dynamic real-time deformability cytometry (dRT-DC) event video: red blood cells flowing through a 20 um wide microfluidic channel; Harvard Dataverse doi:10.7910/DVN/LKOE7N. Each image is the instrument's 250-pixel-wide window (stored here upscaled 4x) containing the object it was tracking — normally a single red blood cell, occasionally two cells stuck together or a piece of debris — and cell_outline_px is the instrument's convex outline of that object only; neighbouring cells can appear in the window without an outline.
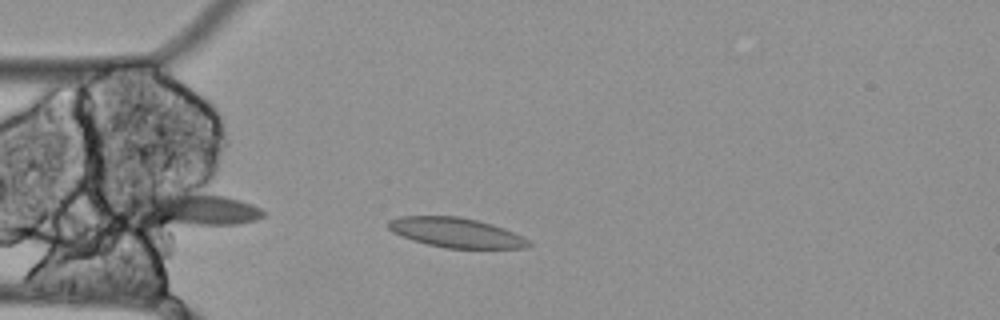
{"species": "Egyptian fruit bat (a non-hibernating species)", "species_latin": "Rousettus aegyptiacus", "temperature_condition": "cold", "stored_images_in_passage": 34, "camera_frame_rate_fps": 3000, "um_per_image_px": 0.085, "animal": {"sex": "female"}, "frame": {"image": 1, "passage_image": 2, "time_ms": 0.333, "image_size_px": [1000, 320], "cell_outline_px": [[532, 244], [524, 248], [448, 248], [428, 244], [412, 240], [392, 232], [388, 228], [388, 220], [400, 216], [460, 216], [492, 224], [504, 228], [528, 240]], "centroid_in_image_um": [38.73, 19.76], "position_along_channel_um": 46.3, "area_um2": 24.1}}
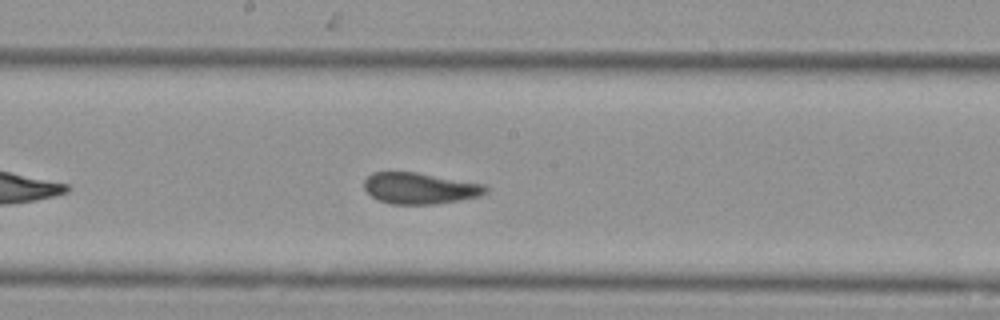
{"frame": {"image": 2, "passage_image": 17, "time_ms": 5.333, "image_size_px": [1000, 320], "cell_outline_px": [[488, 192], [480, 196], [460, 200], [432, 204], [388, 204], [376, 200], [364, 188], [364, 180], [372, 172], [416, 172], [484, 184], [488, 188]], "centroid_in_image_um": [35.67, 16.01], "position_along_channel_um": 212.5, "area_um2": 22.2}}
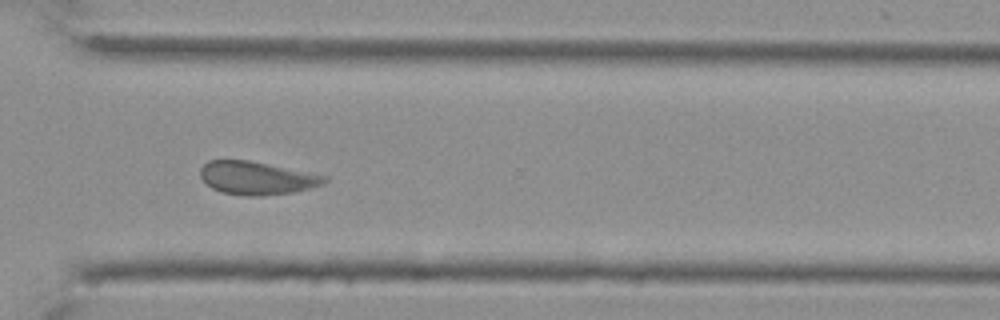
{"frame": {"image": 3, "passage_image": 29, "time_ms": 9.333, "image_size_px": [1000, 320], "cell_outline_px": [[328, 180], [324, 184], [292, 192], [260, 196], [248, 196], [220, 192], [212, 188], [200, 176], [200, 168], [208, 160], [248, 160], [328, 176]], "centroid_in_image_um": [21.81, 15.13], "position_along_channel_um": 348.8, "area_um2": 23.76}, "authors_computed_cell_mechanics": {"area_um2": 23.2067, "velocity_mm_per_s": 3.3956, "shape_relaxation_time_tau1_ms": 0.5065, "shape_relaxation_time_tau2_ms": 2.712, "deformation_change_tau1": null, "deformation_change_tau2": 0.0673}}